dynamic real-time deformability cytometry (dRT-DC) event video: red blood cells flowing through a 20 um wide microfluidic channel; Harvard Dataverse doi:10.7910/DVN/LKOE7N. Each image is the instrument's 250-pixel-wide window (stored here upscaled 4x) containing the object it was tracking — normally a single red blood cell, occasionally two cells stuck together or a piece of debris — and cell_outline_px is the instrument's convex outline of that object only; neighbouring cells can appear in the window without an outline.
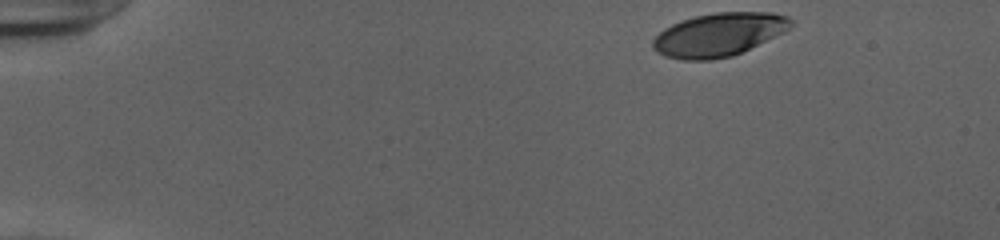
{"species": "human", "species_latin": "Homo sapiens", "temperature_condition": "cold", "stored_images_in_passage": 47, "camera_frame_rate_fps": 3000, "um_per_image_px": 0.085, "donor": {"sex": "female"}, "frame": {"image": 1, "passage_image": 1, "time_ms": 0.0, "image_size_px": [1000, 240], "cell_outline_px": [[792, 24], [784, 32], [732, 56], [712, 60], [684, 60], [664, 56], [656, 52], [652, 48], [652, 40], [664, 28], [680, 20], [696, 16], [716, 12], [772, 12], [788, 16], [792, 20]], "centroid_in_image_um": [61.06, 2.94], "position_along_channel_um": 23.9, "area_um2": 34.8}}
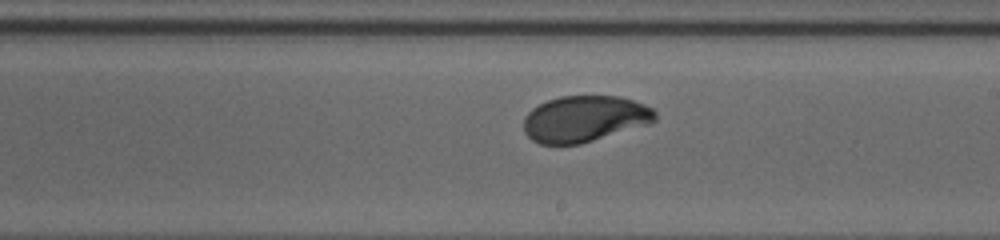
{"frame": {"image": 2, "passage_image": 26, "time_ms": 8.333, "image_size_px": [1000, 240], "cell_outline_px": [[656, 120], [652, 124], [580, 144], [540, 144], [532, 140], [524, 132], [524, 116], [532, 108], [548, 100], [560, 96], [620, 96], [644, 104], [652, 108], [656, 112]], "centroid_in_image_um": [49.71, 10.1], "position_along_channel_um": 239.3, "area_um2": 35.66}}
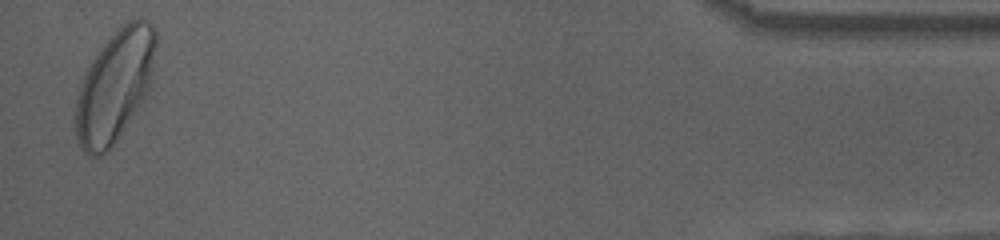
{"frame": {"image": 3, "passage_image": 46, "time_ms": 15.0, "image_size_px": [1000, 240], "cell_outline_px": [[156, 44], [152, 72], [148, 88], [140, 104], [112, 148], [100, 156], [88, 156], [80, 148], [76, 140], [72, 120], [72, 112], [76, 92], [80, 80], [84, 72], [108, 36], [116, 28], [128, 20], [140, 16], [148, 20], [156, 28]], "centroid_in_image_um": [9.68, 7.31], "position_along_channel_um": 425.5, "area_um2": 53.52}, "authors_computed_cell_mechanics": {"area_um2": 36.2984, "velocity_mm_per_s": 3.8869, "shape_relaxation_time_tau1_ms": 2.7774, "shape_relaxation_time_tau2_ms": null, "deformation_change_tau1": 0.15, "deformation_change_tau2": null}}